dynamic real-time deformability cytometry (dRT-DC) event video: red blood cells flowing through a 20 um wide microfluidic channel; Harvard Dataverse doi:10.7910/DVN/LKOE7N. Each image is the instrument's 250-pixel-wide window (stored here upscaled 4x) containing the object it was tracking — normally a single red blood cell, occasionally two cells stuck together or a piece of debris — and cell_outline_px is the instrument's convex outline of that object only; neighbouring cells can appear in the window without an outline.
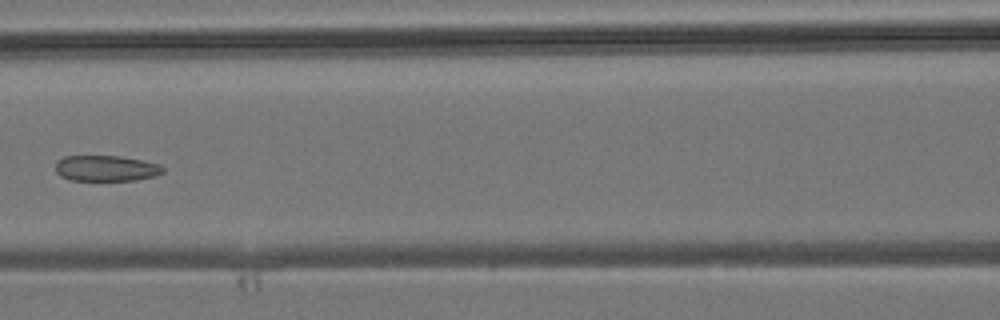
{"species": "common noctule bat (a hibernating species)", "species_latin": "Nyctalus noctula", "temperature_condition": "room temperature", "stored_images_in_passage": 6, "camera_frame_rate_fps": 3000, "um_per_image_px": 0.085, "animal": {"sex": "male", "body_mass_g": 19.2, "forearm_length_mm": 51.8}, "frame": {"image": 1, "passage_image": 6, "time_ms": 5.667, "image_size_px": [1000, 320], "cell_outline_px": [[164, 172], [156, 176], [136, 180], [72, 180], [60, 176], [56, 172], [56, 160], [64, 156], [120, 156], [160, 164], [164, 168]], "centroid_in_image_um": [9.02, 14.3], "position_along_channel_um": 157.6, "area_um2": 16.18}}